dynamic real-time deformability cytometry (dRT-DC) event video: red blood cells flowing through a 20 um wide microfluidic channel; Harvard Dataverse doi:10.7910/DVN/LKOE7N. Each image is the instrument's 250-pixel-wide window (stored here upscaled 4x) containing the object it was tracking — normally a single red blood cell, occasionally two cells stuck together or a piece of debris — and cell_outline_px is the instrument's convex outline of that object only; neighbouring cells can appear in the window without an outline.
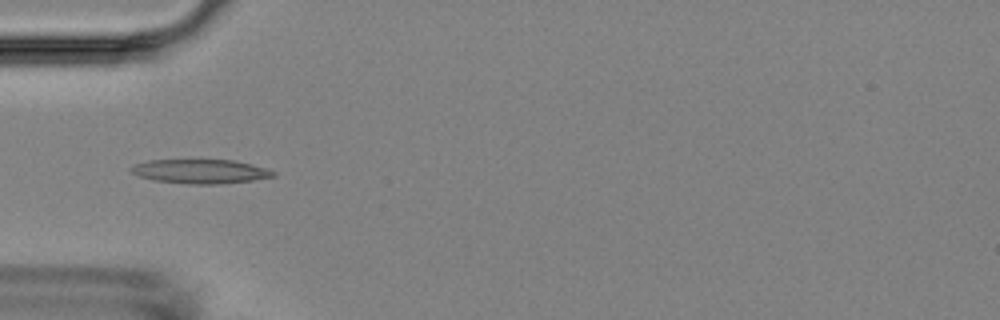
{"species": "Egyptian fruit bat (a non-hibernating species)", "species_latin": "Rousettus aegyptiacus", "temperature_condition": "room temperature", "stored_images_in_passage": 19, "camera_frame_rate_fps": 3000, "um_per_image_px": 0.085, "animal": {"sex": "female"}, "frame": {"image": 1, "passage_image": 16, "time_ms": 5.0, "image_size_px": [1000, 320], "cell_outline_px": [[276, 176], [252, 180], [220, 184], [188, 184], [152, 180], [140, 176], [132, 172], [128, 168], [136, 164], [148, 160], [236, 160], [268, 168], [276, 172]], "centroid_in_image_um": [17.07, 14.57], "position_along_channel_um": 67.9, "area_um2": 20.11}}